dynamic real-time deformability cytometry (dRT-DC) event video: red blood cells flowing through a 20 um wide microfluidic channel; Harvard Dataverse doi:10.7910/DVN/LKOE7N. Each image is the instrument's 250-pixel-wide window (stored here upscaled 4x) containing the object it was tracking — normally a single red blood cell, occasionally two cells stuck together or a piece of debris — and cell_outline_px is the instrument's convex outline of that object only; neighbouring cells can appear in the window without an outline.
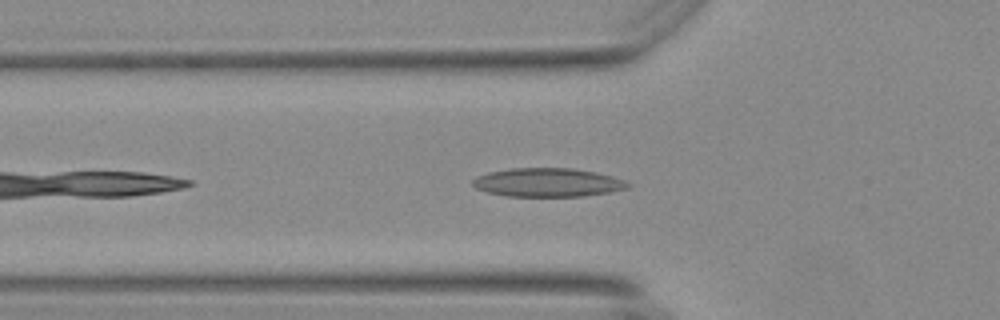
{"species": "Egyptian fruit bat (a non-hibernating species)", "species_latin": "Rousettus aegyptiacus", "temperature_condition": "warm", "stored_images_in_passage": 21, "camera_frame_rate_fps": 3000, "um_per_image_px": 0.085, "animal": {"sex": "female"}, "frame": {"image": 1, "passage_image": 2, "time_ms": 0.333, "image_size_px": [1000, 320], "cell_outline_px": [[632, 184], [628, 188], [612, 192], [584, 196], [508, 196], [488, 192], [476, 188], [472, 184], [472, 180], [476, 176], [488, 172], [512, 168], [572, 168], [596, 172], [612, 176], [624, 180]], "centroid_in_image_um": [46.58, 15.51], "position_along_channel_um": 79.2, "area_um2": 26.01}}
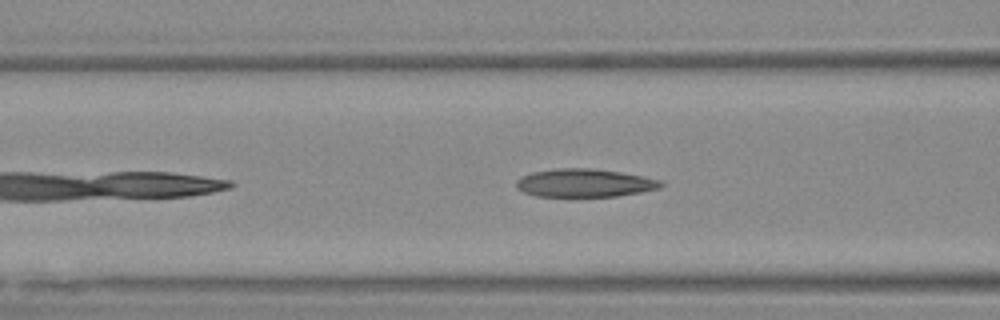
{"frame": {"image": 2, "passage_image": 5, "time_ms": 1.333, "image_size_px": [1000, 320], "cell_outline_px": [[664, 184], [660, 188], [640, 192], [616, 196], [536, 196], [524, 192], [516, 188], [516, 180], [520, 176], [532, 172], [556, 168], [592, 168], [620, 172], [644, 176], [660, 180]], "centroid_in_image_um": [49.66, 15.54], "position_along_channel_um": 116.9, "area_um2": 23.76}}
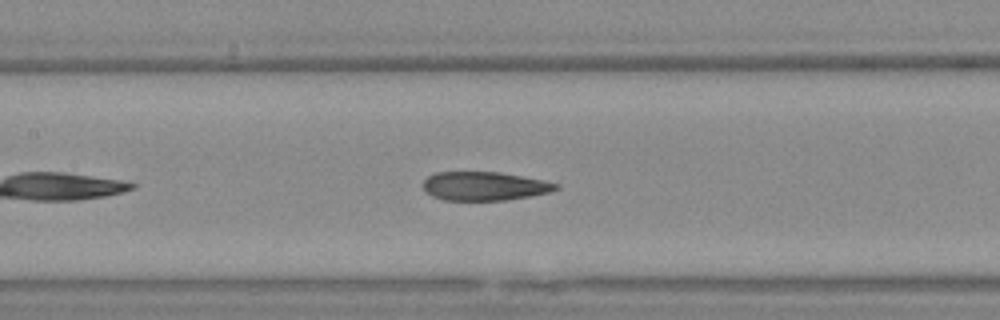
{"frame": {"image": 3, "passage_image": 9, "time_ms": 2.667, "image_size_px": [1000, 320], "cell_outline_px": [[560, 188], [548, 192], [528, 196], [504, 200], [444, 200], [432, 196], [424, 188], [424, 180], [428, 176], [436, 172], [500, 172], [544, 180], [560, 184]], "centroid_in_image_um": [41.19, 15.81], "position_along_channel_um": 166.2, "area_um2": 22.08}}